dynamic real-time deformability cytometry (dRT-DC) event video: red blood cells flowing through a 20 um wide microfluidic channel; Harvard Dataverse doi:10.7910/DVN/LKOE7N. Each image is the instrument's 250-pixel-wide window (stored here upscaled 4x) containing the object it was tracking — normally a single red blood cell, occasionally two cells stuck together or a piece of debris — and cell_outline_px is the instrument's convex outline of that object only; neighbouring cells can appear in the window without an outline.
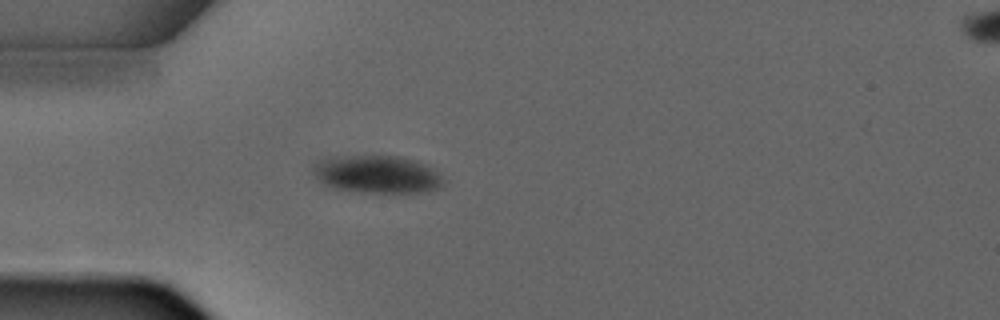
{"species": "common noctule bat (a hibernating species)", "species_latin": "Nyctalus noctula", "temperature_condition": "warm", "stored_images_in_passage": 2, "camera_frame_rate_fps": 3000, "um_per_image_px": 0.085, "animal": {"sex": "male", "forearm_length_mm": 52.5}, "frame": {"image": 1, "passage_image": 2, "time_ms": 1.333, "image_size_px": [1000, 320], "cell_outline_px": [[444, 188], [432, 192], [360, 192], [336, 188], [320, 180], [312, 172], [312, 168], [320, 160], [344, 156], [400, 156], [416, 160], [424, 164], [436, 172], [440, 176], [444, 184]], "centroid_in_image_um": [32.13, 14.83], "position_along_channel_um": 52.9, "area_um2": 28.32}}